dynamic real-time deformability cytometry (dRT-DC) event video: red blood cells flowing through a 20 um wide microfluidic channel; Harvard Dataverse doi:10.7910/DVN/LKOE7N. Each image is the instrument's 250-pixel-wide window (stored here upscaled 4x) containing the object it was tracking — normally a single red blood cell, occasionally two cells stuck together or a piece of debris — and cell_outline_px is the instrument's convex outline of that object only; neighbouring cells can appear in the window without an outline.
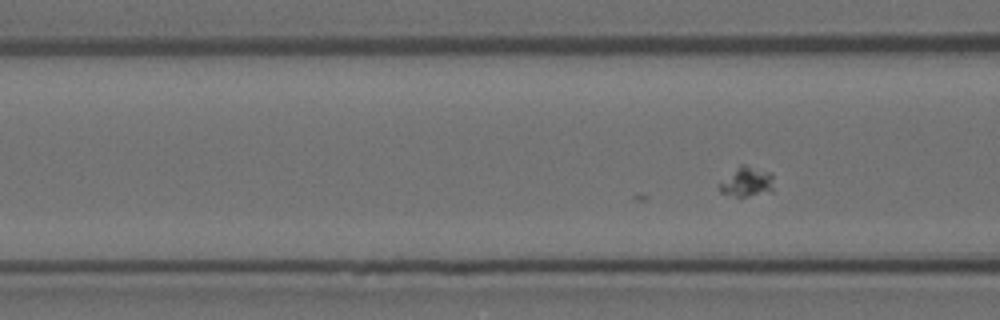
{"species": "Egyptian fruit bat (a non-hibernating species)", "species_latin": "Rousettus aegyptiacus", "temperature_condition": "room temperature", "stored_images_in_passage": 41, "camera_frame_rate_fps": 3000, "um_per_image_px": 0.085, "animal": {"sex": "female"}, "frame": {"image": 1, "passage_image": 4, "time_ms": 1.0, "image_size_px": [1000, 320], "cell_outline_px": [[772, 192], [740, 200], [720, 192], [716, 184], [740, 164], [744, 164], [772, 172]], "centroid_in_image_um": [63.43, 15.51], "position_along_channel_um": 103.2, "area_um2": 10.17}}
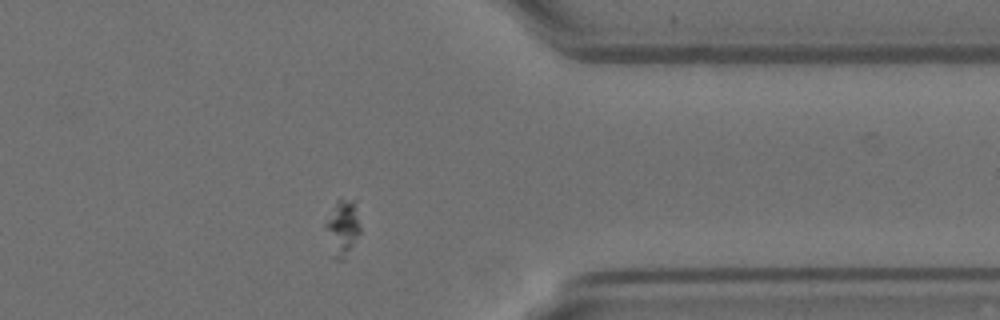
{"frame": {"image": 2, "passage_image": 29, "time_ms": 9.333, "image_size_px": [1000, 320], "cell_outline_px": [[360, 232], [344, 260], [336, 260], [332, 256], [324, 228], [324, 220], [336, 200], [340, 196], [356, 200], [360, 228]], "centroid_in_image_um": [29.08, 19.3], "position_along_channel_um": 382.3, "area_um2": 11.91}}
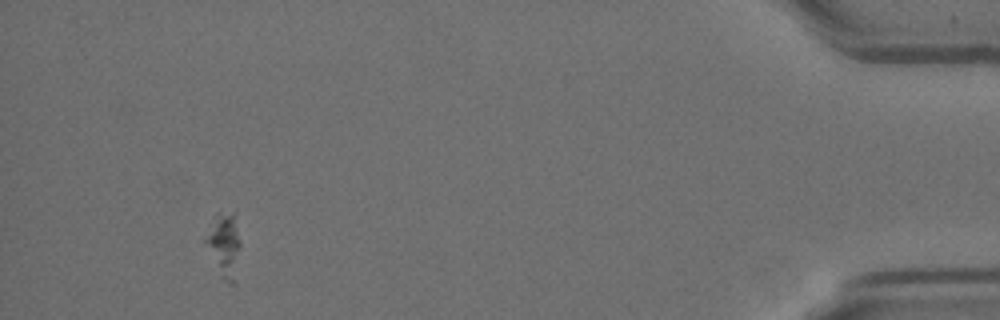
{"frame": {"image": 3, "passage_image": 37, "time_ms": 12.0, "image_size_px": [1000, 320], "cell_outline_px": [[240, 244], [232, 280], [224, 280], [220, 276], [200, 240], [216, 212], [232, 212], [240, 240]], "centroid_in_image_um": [18.91, 20.71], "position_along_channel_um": 416.3, "area_um2": 12.95}}